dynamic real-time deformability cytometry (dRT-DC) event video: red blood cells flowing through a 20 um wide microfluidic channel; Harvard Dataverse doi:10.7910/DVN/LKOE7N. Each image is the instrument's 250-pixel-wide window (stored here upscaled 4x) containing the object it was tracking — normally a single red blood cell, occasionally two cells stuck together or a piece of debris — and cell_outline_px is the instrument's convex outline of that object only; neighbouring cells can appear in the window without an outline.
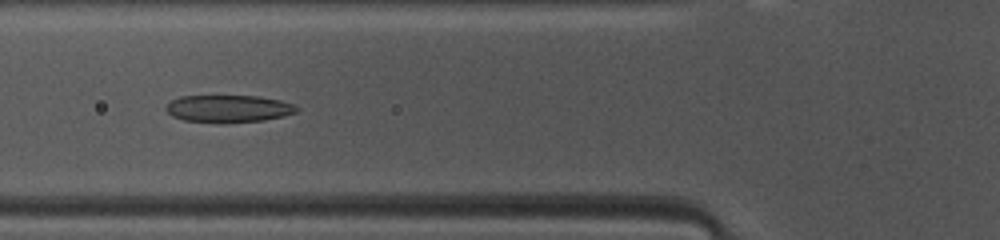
{"species": "common noctule bat (a hibernating species)", "species_latin": "Nyctalus noctula", "temperature_condition": "warm", "stored_images_in_passage": 37, "camera_frame_rate_fps": 3000, "um_per_image_px": 0.085, "animal": {"sex": "female", "body_mass_g": 10.0, "forearm_length_mm": 53.1}, "frame": {"image": 1, "passage_image": 7, "time_ms": 2.0, "image_size_px": [1000, 240], "cell_outline_px": [[300, 108], [296, 112], [284, 116], [264, 120], [224, 124], [220, 124], [184, 120], [172, 116], [164, 108], [172, 100], [180, 96], [256, 96], [280, 100], [292, 104]], "centroid_in_image_um": [19.41, 9.25], "position_along_channel_um": 106.4, "area_um2": 21.04}}
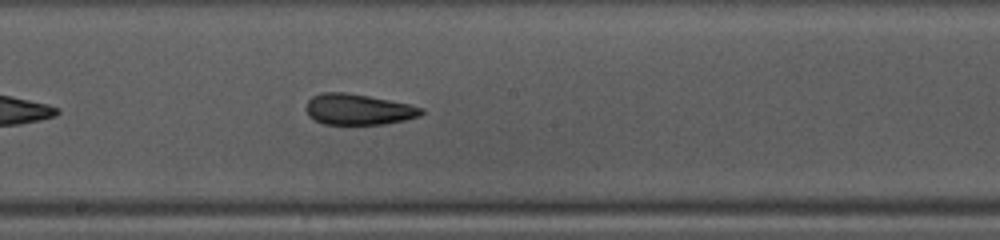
{"frame": {"image": 2, "passage_image": 15, "time_ms": 4.667, "image_size_px": [1000, 240], "cell_outline_px": [[424, 112], [420, 116], [404, 120], [384, 124], [324, 124], [308, 116], [304, 108], [308, 100], [312, 96], [324, 92], [344, 92], [368, 96], [408, 104], [424, 108]], "centroid_in_image_um": [30.42, 9.3], "position_along_channel_um": 217.8, "area_um2": 20.69}}
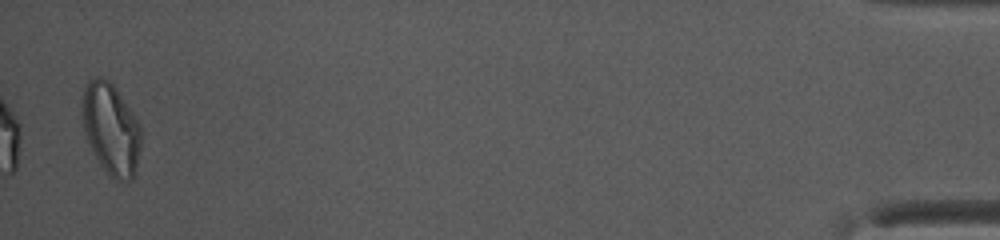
{"frame": {"image": 3, "passage_image": 37, "time_ms": 12.0, "image_size_px": [1000, 240], "cell_outline_px": [[140, 148], [136, 172], [128, 180], [116, 180], [100, 164], [88, 144], [84, 132], [80, 116], [80, 104], [84, 88], [88, 80], [96, 76], [100, 76], [108, 80], [116, 88], [140, 124]], "centroid_in_image_um": [9.38, 10.91], "position_along_channel_um": 425.8, "area_um2": 31.56}, "authors_computed_cell_mechanics": {"area_um2": 21.097, "velocity_mm_per_s": 4.1509, "shape_relaxation_time_tau1_ms": 3.4739, "shape_relaxation_time_tau2_ms": 1.9961, "deformation_change_tau1": 0.1474, "deformation_change_tau2": 0.1119}}